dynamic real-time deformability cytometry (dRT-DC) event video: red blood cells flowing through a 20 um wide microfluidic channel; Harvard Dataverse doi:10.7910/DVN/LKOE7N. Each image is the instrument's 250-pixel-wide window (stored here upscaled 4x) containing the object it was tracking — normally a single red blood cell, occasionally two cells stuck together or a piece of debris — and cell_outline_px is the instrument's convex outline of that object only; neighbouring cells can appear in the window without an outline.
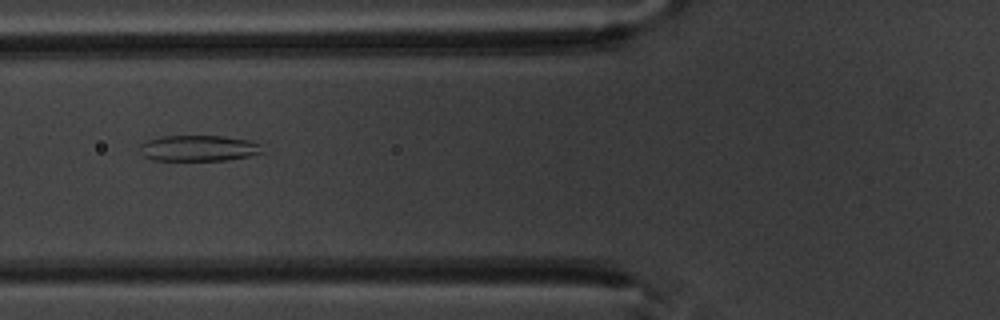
{"species": "common noctule bat (a hibernating species)", "species_latin": "Nyctalus noctula", "temperature_condition": "warm", "stored_images_in_passage": 6, "camera_frame_rate_fps": 3000, "um_per_image_px": 0.085, "animal": {"sex": "male", "body_mass_g": 20.1, "forearm_length_mm": 53.5}, "frame": {"image": 1, "passage_image": 3, "time_ms": 2.667, "image_size_px": [1000, 320], "cell_outline_px": [[264, 152], [248, 156], [228, 160], [152, 160], [144, 156], [140, 144], [144, 140], [160, 136], [224, 136], [252, 140], [260, 144]], "centroid_in_image_um": [16.9, 12.58], "position_along_channel_um": 108.9, "area_um2": 18.61}}
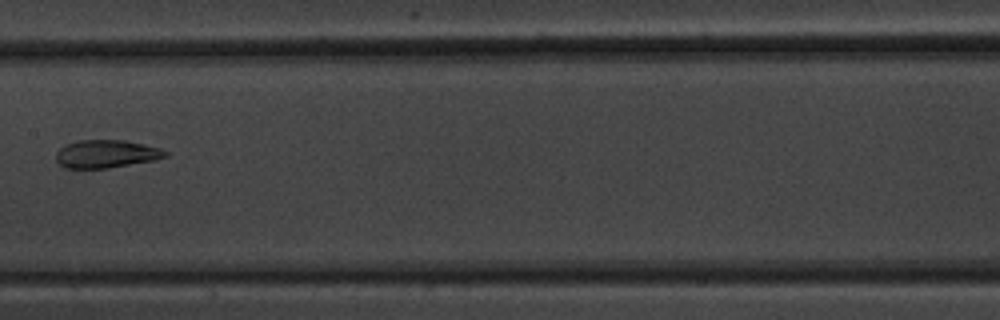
{"frame": {"image": 2, "passage_image": 5, "time_ms": 5.0, "image_size_px": [1000, 320], "cell_outline_px": [[168, 156], [152, 160], [108, 168], [64, 168], [56, 160], [56, 152], [60, 148], [76, 140], [124, 140], [160, 148], [168, 152]], "centroid_in_image_um": [9.01, 13.08], "position_along_channel_um": 198.4, "area_um2": 17.63}}
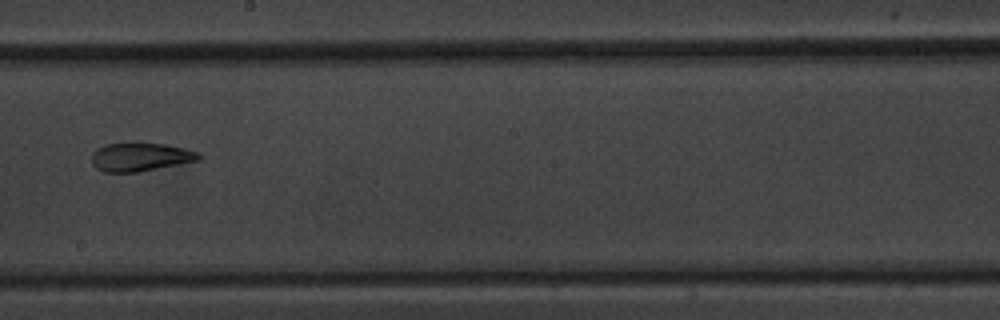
{"frame": {"image": 3, "passage_image": 6, "time_ms": 6.0, "image_size_px": [1000, 320], "cell_outline_px": [[200, 160], [136, 172], [104, 172], [96, 168], [92, 164], [92, 152], [96, 148], [104, 144], [128, 140], [164, 144], [184, 148], [196, 152], [200, 156]], "centroid_in_image_um": [11.85, 13.29], "position_along_channel_um": 236.4, "area_um2": 18.26}}